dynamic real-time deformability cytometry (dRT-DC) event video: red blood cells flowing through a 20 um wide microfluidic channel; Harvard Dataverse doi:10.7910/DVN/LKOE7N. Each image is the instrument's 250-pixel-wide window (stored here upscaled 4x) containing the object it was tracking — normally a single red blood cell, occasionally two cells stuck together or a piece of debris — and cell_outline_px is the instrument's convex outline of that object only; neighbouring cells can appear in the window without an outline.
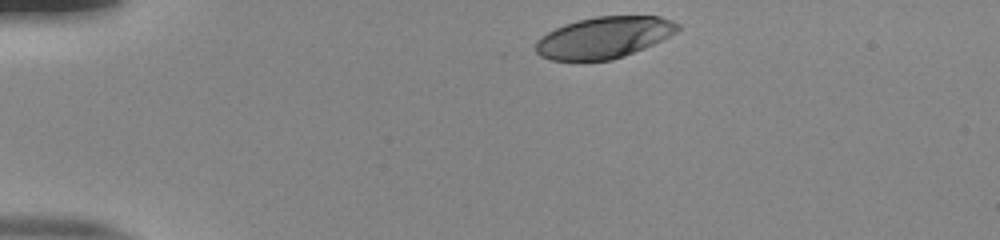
{"species": "human", "species_latin": "Homo sapiens", "temperature_condition": "room temperature", "stored_images_in_passage": 35, "camera_frame_rate_fps": 3000, "um_per_image_px": 0.085, "donor": {"sex": "male"}, "frame": {"image": 1, "passage_image": 1, "time_ms": 0.0, "image_size_px": [1000, 240], "cell_outline_px": [[680, 28], [676, 32], [644, 48], [624, 56], [612, 60], [552, 60], [540, 56], [536, 52], [536, 40], [540, 36], [564, 24], [596, 16], [660, 16], [672, 20], [680, 24]], "centroid_in_image_um": [51.33, 3.18], "position_along_channel_um": 33.7, "area_um2": 34.1}}
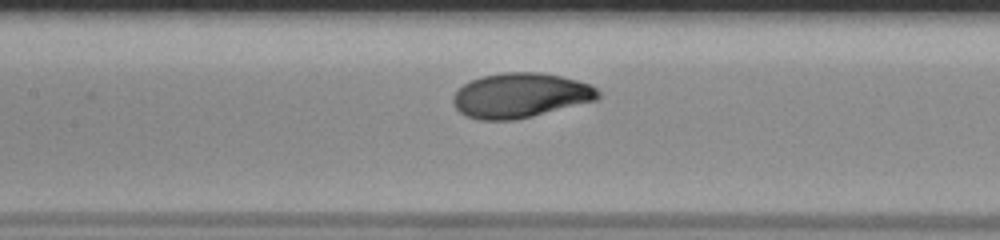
{"frame": {"image": 2, "passage_image": 16, "time_ms": 5.0, "image_size_px": [1000, 240], "cell_outline_px": [[600, 96], [596, 100], [532, 116], [512, 120], [476, 120], [464, 116], [456, 108], [452, 100], [452, 96], [464, 84], [480, 76], [504, 72], [540, 72], [560, 76], [592, 84], [600, 92]], "centroid_in_image_um": [44.21, 8.11], "position_along_channel_um": 163.2, "area_um2": 37.86}}
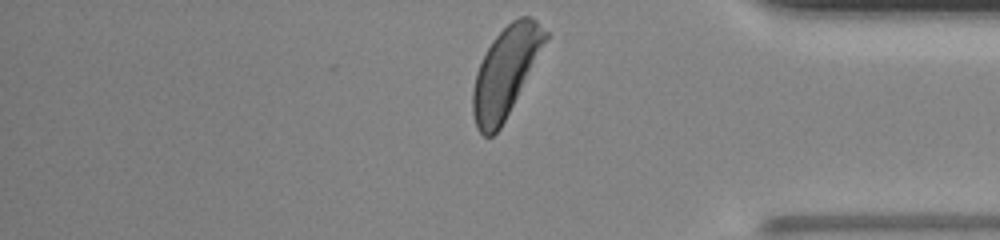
{"frame": {"image": 3, "passage_image": 35, "time_ms": 11.333, "image_size_px": [1000, 240], "cell_outline_px": [[548, 36], [500, 128], [492, 136], [484, 136], [476, 128], [472, 112], [472, 92], [476, 72], [492, 40], [512, 20], [520, 16], [528, 16], [536, 20], [548, 32]], "centroid_in_image_um": [42.93, 6.11], "position_along_channel_um": 392.3, "area_um2": 36.59}, "authors_computed_cell_mechanics": {"area_um2": 36.703, "velocity_mm_per_s": 3.858, "shape_relaxation_time_tau1_ms": 2.2163, "shape_relaxation_time_tau2_ms": null, "deformation_change_tau1": 0.1554, "deformation_change_tau2": null}}